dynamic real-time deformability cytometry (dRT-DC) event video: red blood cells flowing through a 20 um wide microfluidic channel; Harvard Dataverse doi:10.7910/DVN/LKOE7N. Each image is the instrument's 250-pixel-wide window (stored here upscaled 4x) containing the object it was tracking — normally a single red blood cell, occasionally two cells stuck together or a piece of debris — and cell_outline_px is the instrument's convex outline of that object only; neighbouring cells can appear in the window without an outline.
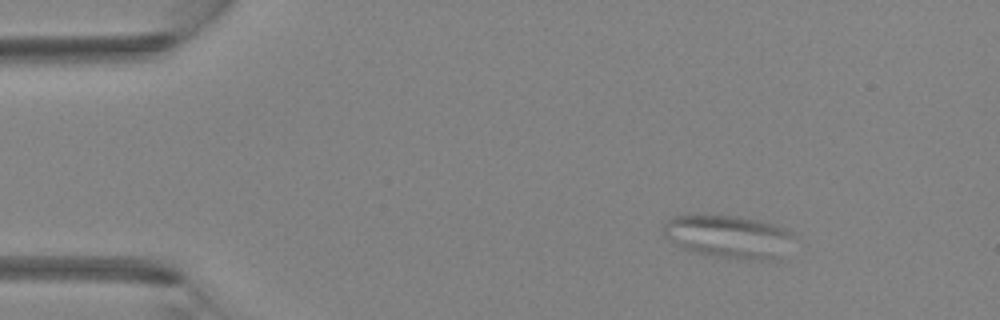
{"species": "Egyptian fruit bat (a non-hibernating species)", "species_latin": "Rousettus aegyptiacus", "temperature_condition": "room temperature", "stored_images_in_passage": 3, "camera_frame_rate_fps": 3000, "um_per_image_px": 0.085, "animal": {"sex": "female"}, "frame": {"image": 1, "passage_image": 1, "time_ms": 0.0, "image_size_px": [1000, 320], "cell_outline_px": [[792, 236], [772, 260], [752, 260], [716, 256], [684, 248], [664, 236], [664, 224], [668, 216], [736, 216], [776, 224], [788, 228], [792, 232]], "centroid_in_image_um": [61.87, 20.08], "position_along_channel_um": 23.1, "area_um2": 31.44}}
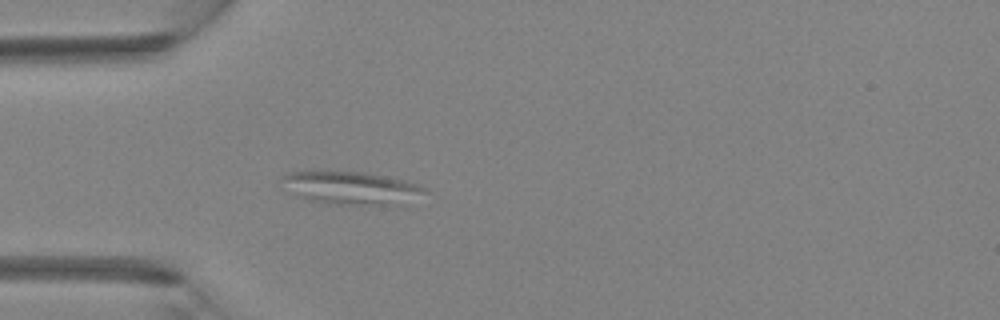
{"frame": {"image": 2, "passage_image": 3, "time_ms": 0.667, "image_size_px": [1000, 320], "cell_outline_px": [[432, 192], [408, 204], [328, 204], [308, 200], [296, 196], [280, 176], [292, 172], [364, 172], [404, 180], [416, 184]], "centroid_in_image_um": [29.99, 16.0], "position_along_channel_um": 55.0, "area_um2": 27.17}}